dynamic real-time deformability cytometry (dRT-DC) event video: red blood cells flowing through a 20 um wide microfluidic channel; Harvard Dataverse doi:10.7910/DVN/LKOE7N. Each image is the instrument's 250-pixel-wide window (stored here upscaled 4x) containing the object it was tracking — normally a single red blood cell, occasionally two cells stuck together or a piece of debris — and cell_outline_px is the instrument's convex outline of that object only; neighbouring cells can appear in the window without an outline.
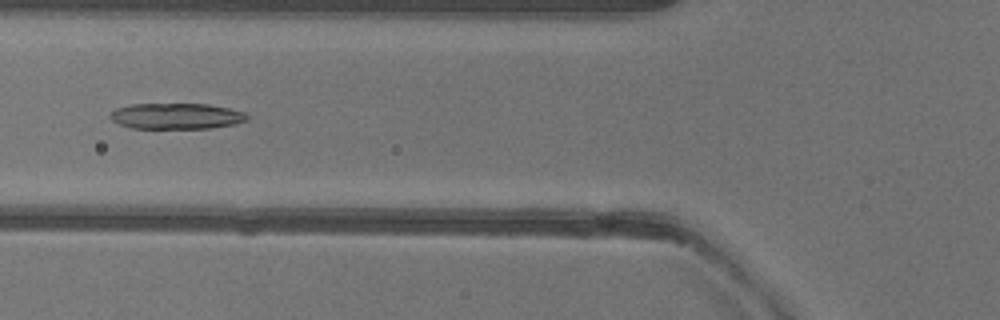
{"species": "common noctule bat (a hibernating species)", "species_latin": "Nyctalus noctula", "temperature_condition": "warm", "stored_images_in_passage": 51, "camera_frame_rate_fps": 3000, "um_per_image_px": 0.085, "animal": {"sex": "female"}, "frame": {"image": 1, "passage_image": 19, "time_ms": 6.0, "image_size_px": [1000, 320], "cell_outline_px": [[248, 120], [236, 124], [208, 128], [132, 128], [120, 124], [112, 120], [108, 116], [116, 108], [128, 104], [208, 104], [228, 108], [244, 112], [248, 116]], "centroid_in_image_um": [14.99, 9.86], "position_along_channel_um": 110.8, "area_um2": 20.63}}
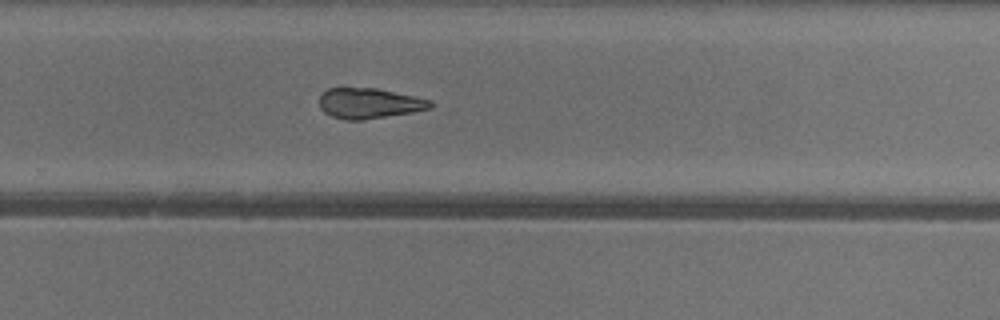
{"frame": {"image": 2, "passage_image": 33, "time_ms": 10.667, "image_size_px": [1000, 320], "cell_outline_px": [[436, 104], [432, 108], [412, 112], [364, 120], [344, 120], [332, 116], [324, 112], [320, 108], [320, 96], [328, 88], [376, 88], [416, 96], [432, 100]], "centroid_in_image_um": [31.43, 8.78], "position_along_channel_um": 298.4, "area_um2": 19.83}}
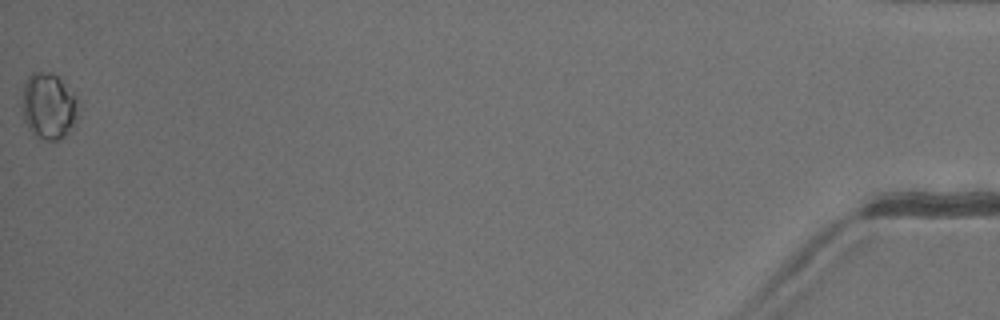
{"frame": {"image": 3, "passage_image": 51, "time_ms": 16.667, "image_size_px": [1000, 320], "cell_outline_px": [[80, 116], [68, 132], [60, 140], [40, 140], [28, 128], [24, 120], [20, 108], [24, 80], [32, 72], [52, 72], [76, 96]], "centroid_in_image_um": [4.1, 9.03], "position_along_channel_um": 431.1, "area_um2": 22.2}, "authors_computed_cell_mechanics": {"area_um2": 20.7502, "velocity_mm_per_s": 4.0249, "shape_relaxation_time_tau1_ms": 10.7319, "shape_relaxation_time_tau2_ms": 5.7023, "deformation_change_tau1": 0.2708, "deformation_change_tau2": 0.1761}}